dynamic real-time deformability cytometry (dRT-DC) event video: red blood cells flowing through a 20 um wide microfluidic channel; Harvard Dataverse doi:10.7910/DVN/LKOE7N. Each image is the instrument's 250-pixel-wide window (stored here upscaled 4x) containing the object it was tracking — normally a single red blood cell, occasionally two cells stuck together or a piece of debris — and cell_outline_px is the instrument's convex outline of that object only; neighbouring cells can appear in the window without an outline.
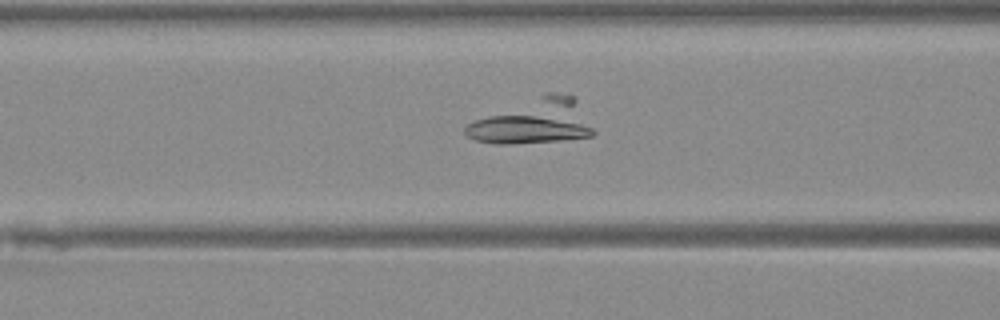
{"species": "Egyptian fruit bat (a non-hibernating species)", "species_latin": "Rousettus aegyptiacus", "temperature_condition": "warm", "stored_images_in_passage": 48, "camera_frame_rate_fps": 3000, "um_per_image_px": 0.085, "animal": {"sex": "female"}, "frame": {"image": 1, "passage_image": 19, "time_ms": 6.0, "image_size_px": [1000, 320], "cell_outline_px": [[596, 132], [592, 136], [560, 140], [508, 144], [496, 144], [476, 140], [468, 136], [464, 132], [464, 128], [468, 124], [476, 120], [488, 116], [544, 116], [572, 120], [592, 128]], "centroid_in_image_um": [44.66, 11.01], "position_along_channel_um": 121.9, "area_um2": 20.58}}
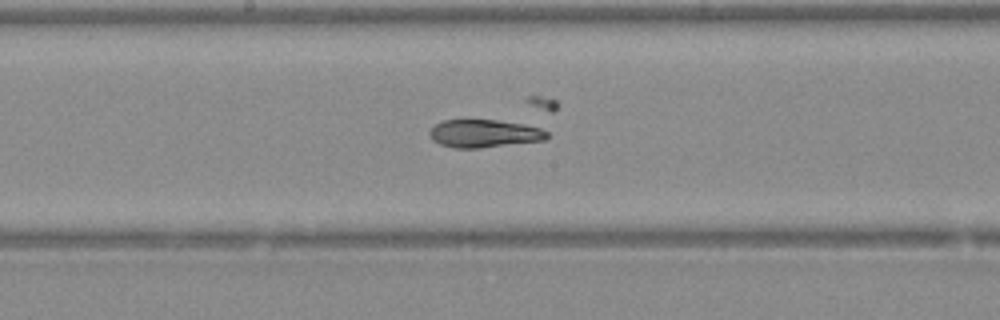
{"frame": {"image": 2, "passage_image": 25, "time_ms": 8.0, "image_size_px": [1000, 320], "cell_outline_px": [[548, 136], [544, 140], [480, 148], [456, 148], [440, 144], [432, 140], [428, 132], [436, 124], [444, 120], [496, 120], [524, 124], [540, 128], [548, 132]], "centroid_in_image_um": [41.14, 11.35], "position_along_channel_um": 207.1, "area_um2": 18.96}}
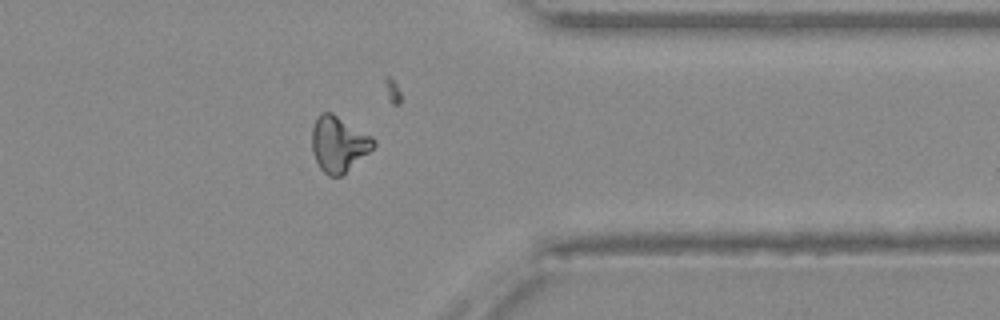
{"frame": {"image": 3, "passage_image": 38, "time_ms": 12.333, "image_size_px": [1000, 320], "cell_outline_px": [[376, 144], [368, 152], [340, 176], [328, 176], [320, 168], [312, 152], [312, 128], [316, 116], [320, 112], [332, 112], [372, 136], [376, 140]], "centroid_in_image_um": [28.76, 12.2], "position_along_channel_um": 382.6, "area_um2": 19.83}}